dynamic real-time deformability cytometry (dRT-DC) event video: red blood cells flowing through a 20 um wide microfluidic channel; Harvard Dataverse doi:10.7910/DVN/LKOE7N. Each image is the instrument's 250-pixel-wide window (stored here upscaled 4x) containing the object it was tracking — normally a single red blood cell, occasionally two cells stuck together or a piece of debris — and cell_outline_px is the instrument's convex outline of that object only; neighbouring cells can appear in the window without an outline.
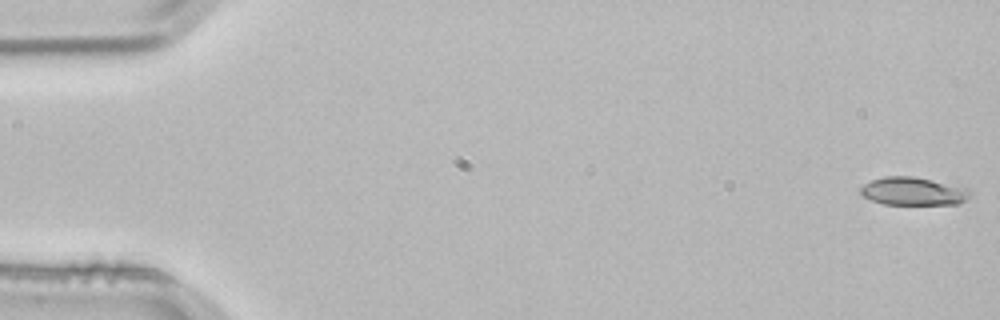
{"species": "common noctule bat (a hibernating species)", "species_latin": "Nyctalus noctula", "temperature_condition": "room temperature", "stored_images_in_passage": 5, "segment_of_instrument_passage": [1, 2], "camera_frame_rate_fps": 3000, "um_per_image_px": 0.085, "animal": {"sex": "male", "body_mass_g": 21.5, "forearm_length_mm": 52.0}, "frame": {"image": 1, "passage_image": 1, "time_ms": 0.0, "image_size_px": [1000, 320], "cell_outline_px": [[972, 196], [956, 204], [884, 204], [872, 200], [864, 196], [860, 192], [860, 188], [864, 184], [872, 180], [884, 176], [912, 176], [932, 180], [968, 188], [972, 192]], "centroid_in_image_um": [77.64, 16.25], "position_along_channel_um": 7.4, "area_um2": 17.8}}
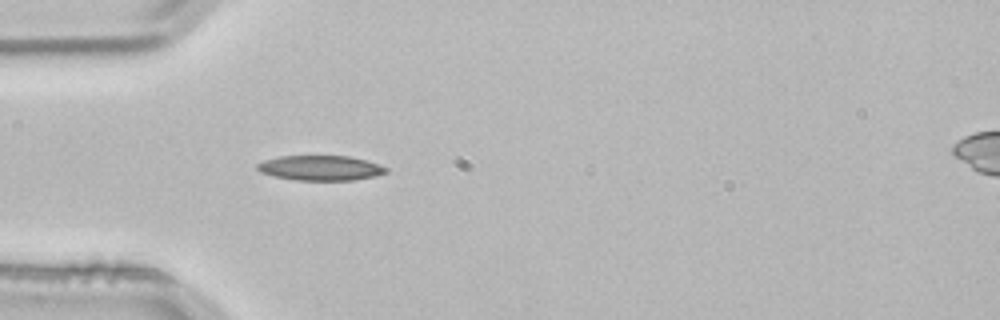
{"frame": {"image": 2, "passage_image": 4, "time_ms": 1.0, "image_size_px": [1000, 320], "cell_outline_px": [[388, 172], [372, 176], [352, 180], [296, 180], [276, 176], [260, 172], [256, 168], [256, 164], [264, 160], [280, 156], [348, 156], [364, 160], [388, 168]], "centroid_in_image_um": [27.2, 14.27], "position_along_channel_um": 57.8, "area_um2": 18.44}}